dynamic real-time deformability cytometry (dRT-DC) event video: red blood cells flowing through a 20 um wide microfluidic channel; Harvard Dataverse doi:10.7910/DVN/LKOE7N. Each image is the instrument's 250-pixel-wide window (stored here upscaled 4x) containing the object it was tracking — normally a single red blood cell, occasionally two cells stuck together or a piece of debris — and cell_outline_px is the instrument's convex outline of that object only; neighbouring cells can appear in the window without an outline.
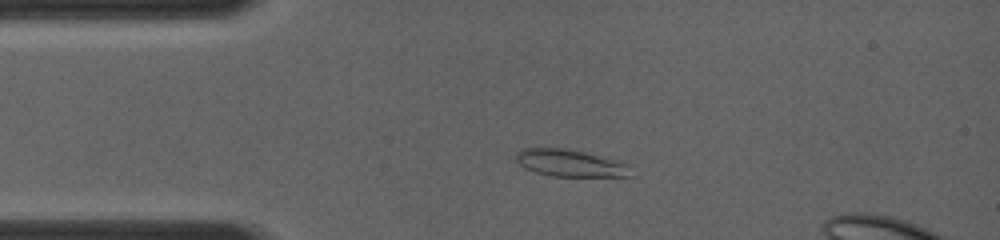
{"species": "common noctule bat (a hibernating species)", "species_latin": "Nyctalus noctula", "temperature_condition": "room temperature", "stored_images_in_passage": 5, "camera_frame_rate_fps": 4000, "um_per_image_px": 0.085, "animal": {"sex": "female", "body_mass_g": 19.0, "forearm_length_mm": 56.7}, "frame": {"image": 1, "passage_image": 3, "time_ms": 2.0, "image_size_px": [1000, 240], "cell_outline_px": [[628, 176], [552, 176], [536, 172], [524, 168], [512, 156], [520, 148], [568, 148], [616, 160], [628, 164]], "centroid_in_image_um": [48.35, 13.84], "position_along_channel_um": 36.7, "area_um2": 17.98}}